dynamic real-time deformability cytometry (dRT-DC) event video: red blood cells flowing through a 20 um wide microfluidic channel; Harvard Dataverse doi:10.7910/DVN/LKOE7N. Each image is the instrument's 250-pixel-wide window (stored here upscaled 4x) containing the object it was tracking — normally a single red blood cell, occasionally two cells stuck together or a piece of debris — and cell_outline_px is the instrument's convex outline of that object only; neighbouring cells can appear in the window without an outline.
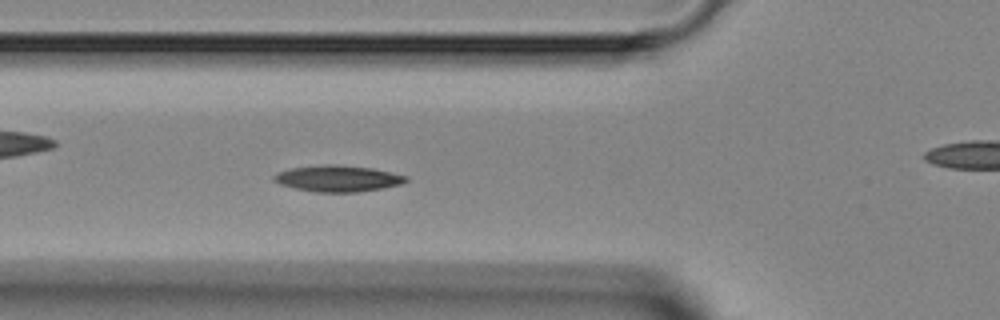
{"species": "Egyptian fruit bat (a non-hibernating species)", "species_latin": "Rousettus aegyptiacus", "temperature_condition": "room temperature", "stored_images_in_passage": 44, "camera_frame_rate_fps": 3000, "um_per_image_px": 0.085, "animal": {"sex": "female"}, "frame": {"image": 1, "passage_image": 16, "time_ms": 5.0, "image_size_px": [1000, 320], "cell_outline_px": [[408, 180], [400, 184], [384, 188], [356, 192], [316, 192], [296, 188], [280, 184], [272, 180], [272, 176], [288, 168], [324, 164], [336, 164], [372, 168], [408, 176]], "centroid_in_image_um": [28.71, 15.16], "position_along_channel_um": 97.1, "area_um2": 20.23}}
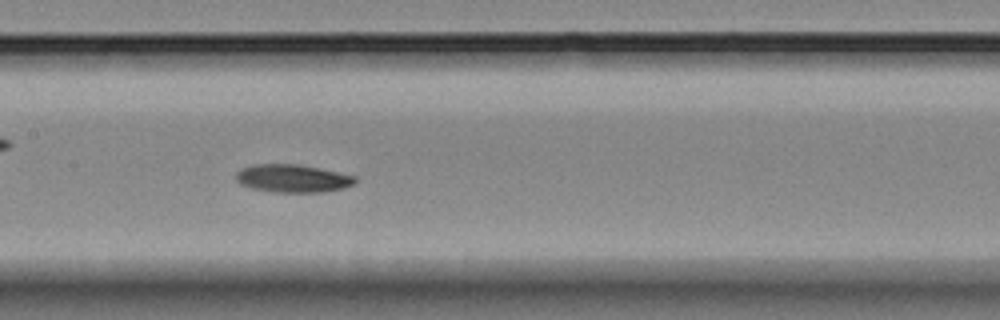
{"frame": {"image": 2, "passage_image": 22, "time_ms": 7.0, "image_size_px": [1000, 320], "cell_outline_px": [[356, 184], [344, 188], [324, 192], [272, 192], [252, 188], [240, 184], [236, 180], [236, 172], [240, 168], [252, 164], [300, 164], [356, 176]], "centroid_in_image_um": [24.87, 15.16], "position_along_channel_um": 182.5, "area_um2": 19.59}}
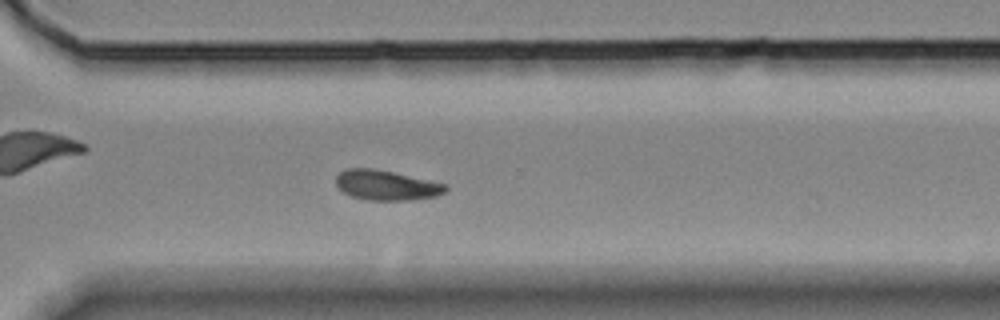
{"frame": {"image": 3, "passage_image": 33, "time_ms": 10.667, "image_size_px": [1000, 320], "cell_outline_px": [[448, 188], [444, 192], [436, 196], [412, 200], [368, 200], [352, 196], [344, 192], [336, 184], [336, 176], [344, 168], [372, 168], [392, 172], [448, 184]], "centroid_in_image_um": [32.84, 15.74], "position_along_channel_um": 337.8, "area_um2": 19.07}}